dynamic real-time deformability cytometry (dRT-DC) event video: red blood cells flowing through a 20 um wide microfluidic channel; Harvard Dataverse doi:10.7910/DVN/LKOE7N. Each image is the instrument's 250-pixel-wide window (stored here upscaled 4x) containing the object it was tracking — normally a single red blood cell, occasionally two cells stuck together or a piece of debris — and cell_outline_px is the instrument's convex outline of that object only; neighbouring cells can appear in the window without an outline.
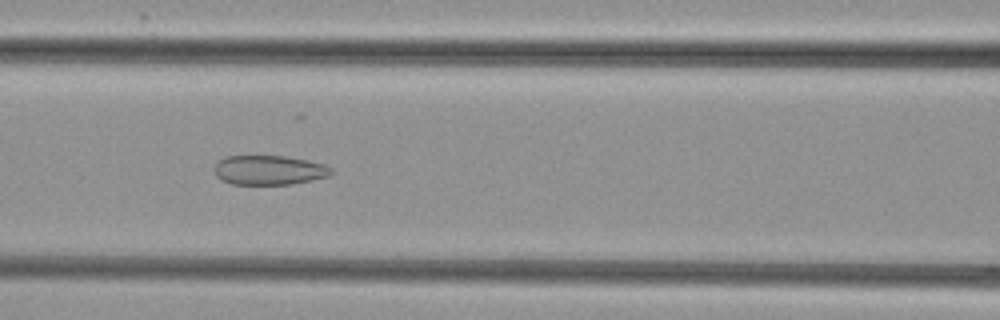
{"species": "common noctule bat (a hibernating species)", "species_latin": "Nyctalus noctula", "temperature_condition": "cold", "stored_images_in_passage": 34, "camera_frame_rate_fps": 3000, "um_per_image_px": 0.085, "animal": {"sex": "female", "body_mass_g": 29.2, "forearm_length_mm": 56.3}, "frame": {"image": 1, "passage_image": 4, "time_ms": 1.0, "image_size_px": [1000, 320], "cell_outline_px": [[332, 172], [328, 176], [312, 180], [292, 184], [232, 184], [220, 180], [216, 176], [212, 168], [224, 156], [288, 156], [308, 160], [324, 164], [332, 168]], "centroid_in_image_um": [22.85, 14.45], "position_along_channel_um": 143.8, "area_um2": 20.23}}
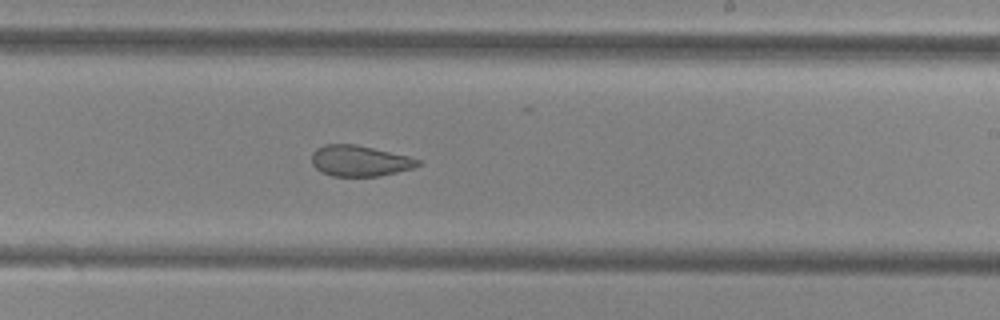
{"frame": {"image": 2, "passage_image": 13, "time_ms": 4.0, "image_size_px": [1000, 320], "cell_outline_px": [[420, 164], [416, 168], [380, 176], [332, 176], [320, 172], [312, 164], [312, 152], [316, 148], [324, 144], [356, 144], [408, 156], [420, 160]], "centroid_in_image_um": [30.56, 13.67], "position_along_channel_um": 258.4, "area_um2": 19.25}}
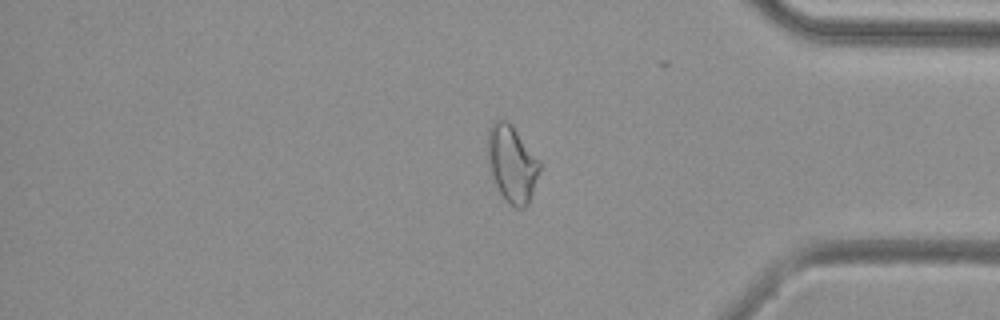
{"frame": {"image": 3, "passage_image": 25, "time_ms": 8.0, "image_size_px": [1000, 320], "cell_outline_px": [[540, 168], [528, 204], [524, 208], [516, 208], [504, 200], [488, 168], [488, 128], [492, 120], [508, 120], [512, 124], [540, 160]], "centroid_in_image_um": [43.5, 13.88], "position_along_channel_um": 391.7, "area_um2": 23.35}, "authors_computed_cell_mechanics": {"area_um2": 21.0392, "velocity_mm_per_s": 3.8245, "shape_relaxation_time_tau1_ms": null, "shape_relaxation_time_tau2_ms": 2.1876, "deformation_change_tau1": null, "deformation_change_tau2": 0.0415}}